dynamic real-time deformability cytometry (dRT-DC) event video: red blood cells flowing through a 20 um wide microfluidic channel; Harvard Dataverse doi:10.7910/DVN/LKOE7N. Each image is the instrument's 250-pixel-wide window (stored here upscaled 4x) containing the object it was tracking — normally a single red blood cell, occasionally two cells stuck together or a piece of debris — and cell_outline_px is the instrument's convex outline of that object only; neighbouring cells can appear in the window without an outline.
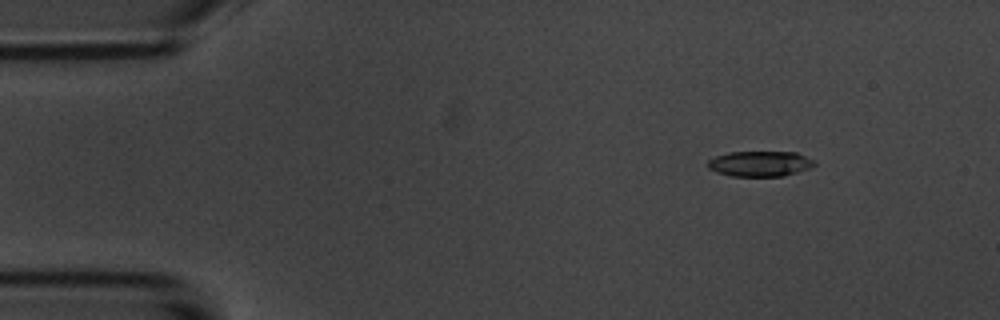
{"species": "common noctule bat (a hibernating species)", "species_latin": "Nyctalus noctula", "temperature_condition": "room temperature", "stored_images_in_passage": 8, "camera_frame_rate_fps": 3000, "um_per_image_px": 0.085, "animal": {"sex": "male", "body_mass_g": 20.1, "forearm_length_mm": 53.5}, "frame": {"image": 1, "passage_image": 1, "time_ms": 0.0, "image_size_px": [1000, 320], "cell_outline_px": [[816, 164], [808, 168], [784, 176], [732, 176], [716, 172], [708, 168], [708, 160], [716, 156], [728, 152], [796, 152], [816, 160]], "centroid_in_image_um": [64.6, 13.91], "position_along_channel_um": 20.4, "area_um2": 15.78}}
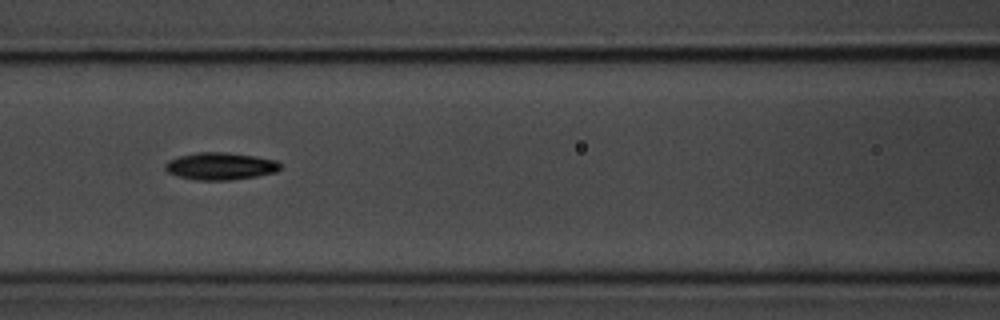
{"frame": {"image": 2, "passage_image": 6, "time_ms": 5.667, "image_size_px": [1000, 320], "cell_outline_px": [[280, 168], [276, 172], [256, 176], [228, 180], [196, 180], [180, 176], [168, 172], [164, 168], [164, 164], [168, 160], [180, 156], [196, 152], [228, 152], [256, 156], [276, 160], [280, 164]], "centroid_in_image_um": [18.73, 14.11], "position_along_channel_um": 147.9, "area_um2": 18.26}}
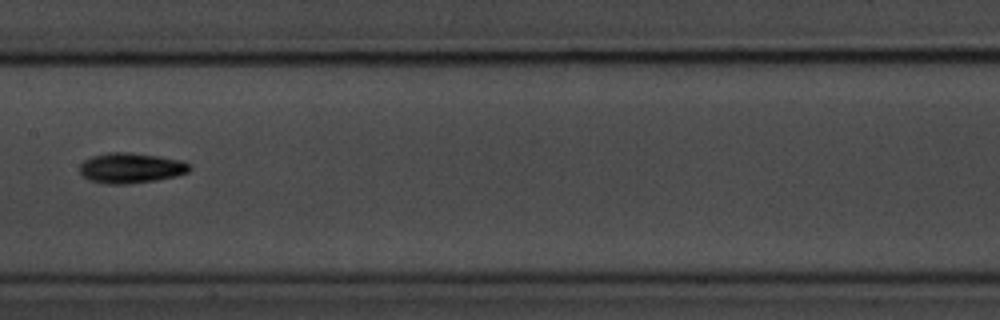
{"frame": {"image": 3, "passage_image": 7, "time_ms": 7.0, "image_size_px": [1000, 320], "cell_outline_px": [[192, 168], [188, 172], [176, 176], [156, 180], [128, 184], [104, 184], [88, 180], [80, 172], [80, 164], [84, 160], [92, 156], [108, 152], [132, 152], [180, 160], [192, 164]], "centroid_in_image_um": [11.12, 14.28], "position_along_channel_um": 196.3, "area_um2": 19.54}}